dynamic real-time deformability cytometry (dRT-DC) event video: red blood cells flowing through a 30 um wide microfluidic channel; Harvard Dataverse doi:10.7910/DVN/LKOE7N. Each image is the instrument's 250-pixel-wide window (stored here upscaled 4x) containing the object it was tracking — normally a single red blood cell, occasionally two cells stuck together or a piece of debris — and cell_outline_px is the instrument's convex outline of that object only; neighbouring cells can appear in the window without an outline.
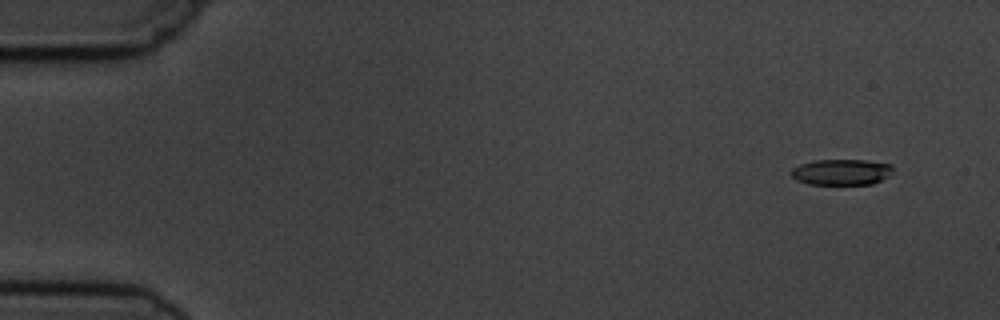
{"species": "common noctule bat (a hibernating species)", "species_latin": "Nyctalus noctula", "temperature_condition": "cold", "stored_images_in_passage": 5, "camera_frame_rate_fps": 3000, "um_per_image_px": 0.085, "animal": {"sex": "male", "body_mass_g": 19.5, "forearm_length_mm": 54.6}, "frame": {"image": 1, "passage_image": 1, "time_ms": 0.0, "image_size_px": [1000, 320], "cell_outline_px": [[892, 172], [888, 176], [872, 184], [808, 184], [796, 180], [792, 176], [792, 168], [800, 164], [816, 160], [864, 160], [892, 164]], "centroid_in_image_um": [71.52, 14.62], "position_along_channel_um": 13.5, "area_um2": 15.26}}
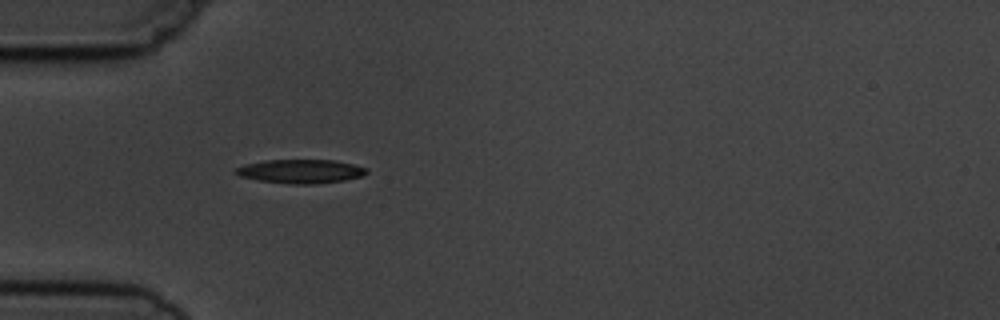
{"frame": {"image": 2, "passage_image": 5, "time_ms": 4.333, "image_size_px": [1000, 320], "cell_outline_px": [[368, 172], [364, 176], [344, 180], [312, 184], [288, 184], [260, 180], [240, 176], [232, 172], [236, 168], [244, 164], [268, 160], [336, 160], [368, 168]], "centroid_in_image_um": [25.57, 14.56], "position_along_channel_um": 59.4, "area_um2": 18.21}}